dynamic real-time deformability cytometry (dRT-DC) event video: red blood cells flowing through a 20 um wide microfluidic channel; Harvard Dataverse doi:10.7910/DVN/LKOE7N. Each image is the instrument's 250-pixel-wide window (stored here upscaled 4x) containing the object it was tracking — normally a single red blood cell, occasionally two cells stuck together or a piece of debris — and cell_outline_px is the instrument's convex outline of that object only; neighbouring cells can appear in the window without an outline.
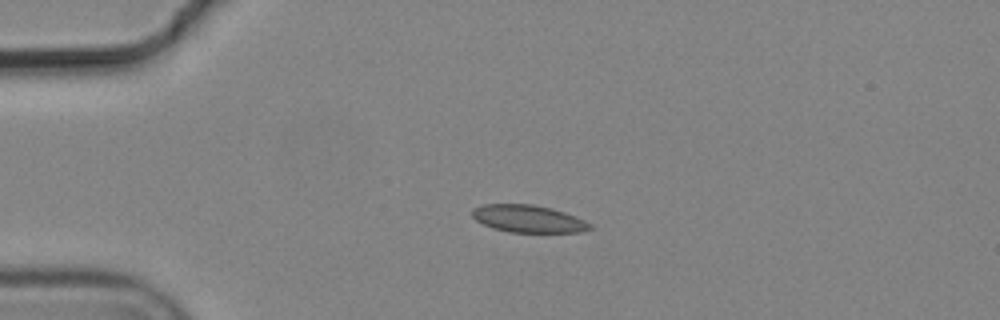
{"species": "common noctule bat (a hibernating species)", "species_latin": "Nyctalus noctula", "temperature_condition": "cold", "stored_images_in_passage": 5, "camera_frame_rate_fps": 3000, "um_per_image_px": 0.085, "animal": {"sex": "male", "body_mass_g": 19.2, "forearm_length_mm": 51.8}, "frame": {"image": 1, "passage_image": 3, "time_ms": 0.667, "image_size_px": [1000, 320], "cell_outline_px": [[592, 228], [580, 232], [508, 232], [492, 228], [476, 220], [472, 216], [472, 208], [480, 204], [532, 204], [552, 208], [576, 216], [592, 224]], "centroid_in_image_um": [44.89, 18.59], "position_along_channel_um": 40.1, "area_um2": 18.9}}
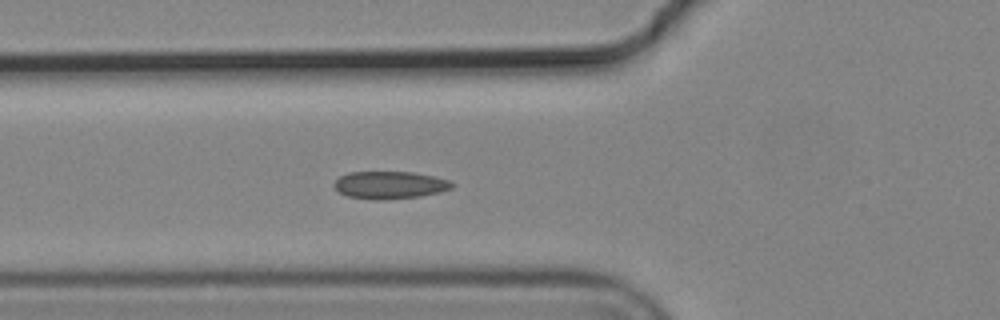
{"frame": {"image": 2, "passage_image": 5, "time_ms": 1.333, "image_size_px": [1000, 320], "cell_outline_px": [[456, 184], [452, 188], [440, 192], [420, 196], [384, 200], [376, 200], [348, 196], [340, 192], [332, 184], [340, 176], [348, 172], [412, 172], [436, 176], [448, 180]], "centroid_in_image_um": [33.16, 15.72], "position_along_channel_um": 92.6, "area_um2": 18.96}}